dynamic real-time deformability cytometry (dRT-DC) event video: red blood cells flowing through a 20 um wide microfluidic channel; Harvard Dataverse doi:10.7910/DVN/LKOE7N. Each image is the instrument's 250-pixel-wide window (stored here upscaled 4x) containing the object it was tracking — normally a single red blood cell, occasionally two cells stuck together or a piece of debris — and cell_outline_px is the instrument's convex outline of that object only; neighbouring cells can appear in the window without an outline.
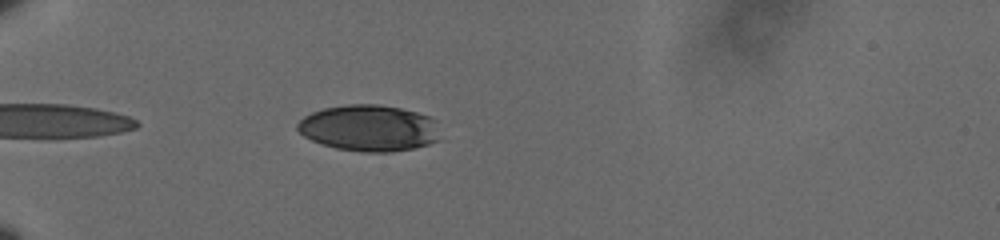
{"species": "human", "species_latin": "Homo sapiens", "temperature_condition": "cold", "stored_images_in_passage": 31, "camera_frame_rate_fps": 3000, "um_per_image_px": 0.085, "donor": {"sex": "male"}, "frame": {"image": 1, "passage_image": 3, "time_ms": 0.667, "image_size_px": [1000, 240], "cell_outline_px": [[436, 140], [428, 144], [412, 148], [388, 152], [364, 152], [336, 148], [312, 140], [304, 136], [296, 128], [296, 124], [304, 116], [312, 112], [324, 108], [348, 104], [380, 104], [400, 108], [432, 116], [436, 120]], "centroid_in_image_um": [31.34, 10.87], "position_along_channel_um": 53.7, "area_um2": 38.26}}
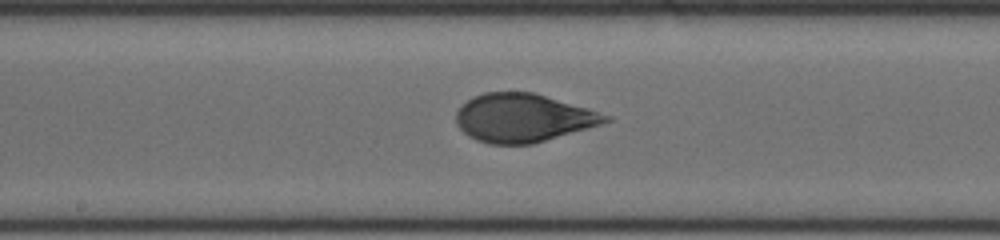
{"frame": {"image": 2, "passage_image": 17, "time_ms": 5.333, "image_size_px": [1000, 240], "cell_outline_px": [[612, 120], [600, 124], [532, 144], [488, 144], [476, 140], [468, 136], [456, 124], [456, 112], [472, 96], [484, 92], [532, 92], [588, 108], [612, 116]], "centroid_in_image_um": [44.44, 10.02], "position_along_channel_um": 203.8, "area_um2": 41.79}}
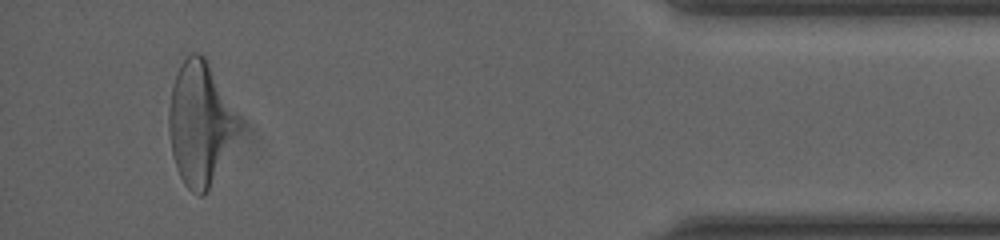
{"frame": {"image": 3, "passage_image": 31, "time_ms": 10.0, "image_size_px": [1000, 240], "cell_outline_px": [[240, 128], [208, 188], [200, 196], [192, 192], [184, 184], [176, 168], [172, 152], [168, 128], [168, 108], [172, 88], [176, 72], [180, 64], [192, 52], [196, 52], [204, 56], [208, 60]], "centroid_in_image_um": [16.93, 10.48], "position_along_channel_um": 418.3, "area_um2": 48.38}}